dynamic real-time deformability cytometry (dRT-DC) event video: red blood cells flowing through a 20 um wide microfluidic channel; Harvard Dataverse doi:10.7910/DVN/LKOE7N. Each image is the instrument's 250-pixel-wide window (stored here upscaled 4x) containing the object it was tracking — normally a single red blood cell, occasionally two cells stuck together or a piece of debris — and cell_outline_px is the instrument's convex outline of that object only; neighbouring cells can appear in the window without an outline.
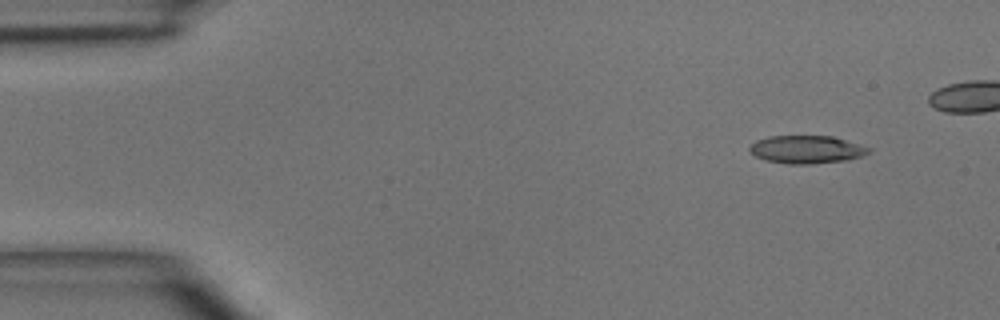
{"species": "common noctule bat (a hibernating species)", "species_latin": "Nyctalus noctula", "temperature_condition": "room temperature", "stored_images_in_passage": 5, "camera_frame_rate_fps": 3000, "um_per_image_px": 0.085, "animal": {"sex": "male", "body_mass_g": 15.6}, "frame": {"image": 1, "passage_image": 1, "time_ms": 0.0, "image_size_px": [1000, 320], "cell_outline_px": [[872, 152], [864, 156], [848, 160], [812, 164], [788, 164], [764, 160], [756, 156], [748, 148], [756, 140], [768, 136], [832, 136], [872, 148]], "centroid_in_image_um": [68.6, 12.71], "position_along_channel_um": 16.4, "area_um2": 19.54}}
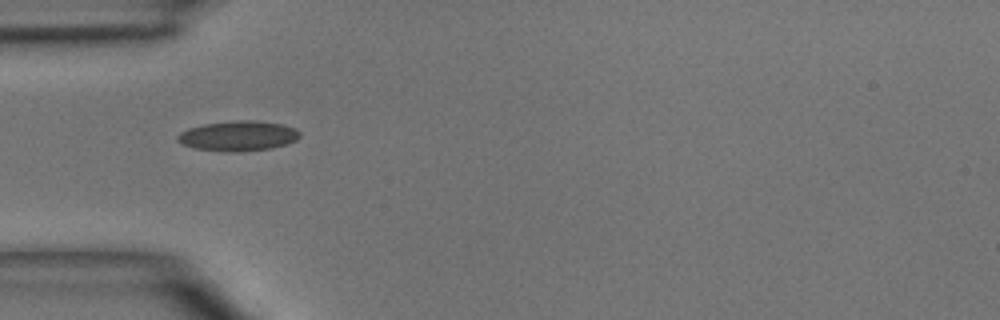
{"frame": {"image": 2, "passage_image": 5, "time_ms": 5.333, "image_size_px": [1000, 320], "cell_outline_px": [[300, 136], [296, 140], [272, 148], [240, 152], [224, 152], [192, 148], [176, 140], [176, 136], [180, 132], [188, 128], [204, 124], [236, 120], [252, 120], [280, 124], [296, 128], [300, 132]], "centroid_in_image_um": [20.21, 11.56], "position_along_channel_um": 64.8, "area_um2": 21.5}}